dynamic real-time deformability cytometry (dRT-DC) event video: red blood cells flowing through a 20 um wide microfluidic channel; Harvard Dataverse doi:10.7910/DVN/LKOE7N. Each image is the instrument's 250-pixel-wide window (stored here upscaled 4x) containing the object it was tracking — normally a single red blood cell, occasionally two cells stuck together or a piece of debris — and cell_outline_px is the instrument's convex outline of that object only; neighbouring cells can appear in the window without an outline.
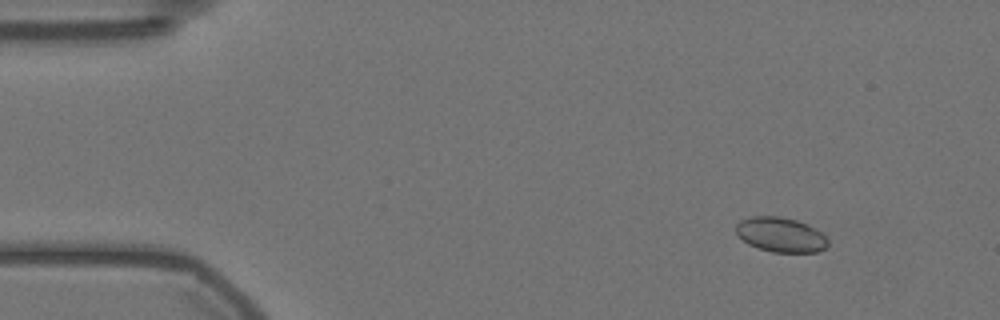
{"species": "Egyptian fruit bat (a non-hibernating species)", "species_latin": "Rousettus aegyptiacus", "temperature_condition": "warm", "stored_images_in_passage": 37, "camera_frame_rate_fps": 3000, "um_per_image_px": 0.085, "animal": {"sex": "female"}, "frame": {"image": 1, "passage_image": 2, "time_ms": 0.333, "image_size_px": [1000, 320], "cell_outline_px": [[828, 244], [824, 248], [816, 252], [772, 252], [748, 244], [736, 236], [736, 224], [740, 220], [752, 216], [776, 216], [796, 220], [808, 224], [820, 232], [828, 240]], "centroid_in_image_um": [66.32, 19.94], "position_along_channel_um": 18.7, "area_um2": 18.55}}
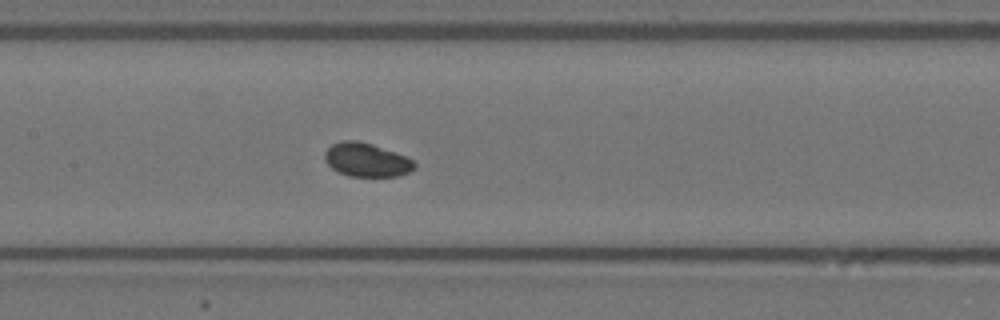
{"frame": {"image": 2, "passage_image": 23, "time_ms": 7.333, "image_size_px": [1000, 320], "cell_outline_px": [[416, 168], [400, 176], [348, 176], [332, 168], [324, 160], [324, 152], [332, 144], [344, 140], [356, 140], [372, 144], [404, 156], [412, 160], [416, 164]], "centroid_in_image_um": [31.14, 13.59], "position_along_channel_um": 176.3, "area_um2": 17.46}}
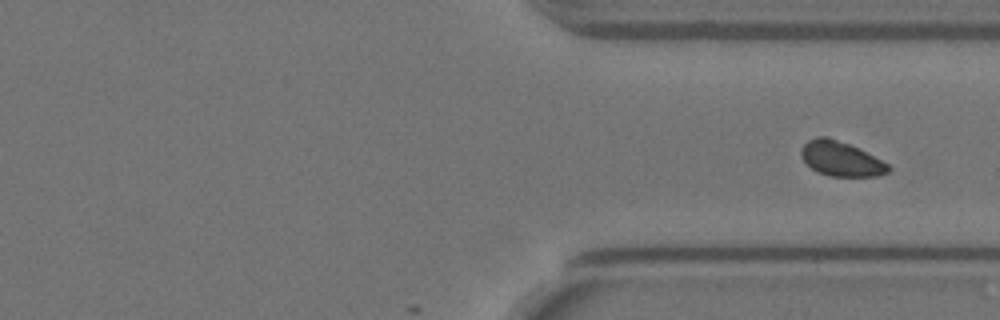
{"frame": {"image": 3, "passage_image": 37, "time_ms": 12.0, "image_size_px": [1000, 320], "cell_outline_px": [[892, 168], [888, 172], [876, 176], [828, 176], [816, 172], [800, 156], [800, 148], [808, 140], [816, 136], [828, 136], [848, 144], [888, 164]], "centroid_in_image_um": [71.42, 13.5], "position_along_channel_um": 340.0, "area_um2": 17.46}}